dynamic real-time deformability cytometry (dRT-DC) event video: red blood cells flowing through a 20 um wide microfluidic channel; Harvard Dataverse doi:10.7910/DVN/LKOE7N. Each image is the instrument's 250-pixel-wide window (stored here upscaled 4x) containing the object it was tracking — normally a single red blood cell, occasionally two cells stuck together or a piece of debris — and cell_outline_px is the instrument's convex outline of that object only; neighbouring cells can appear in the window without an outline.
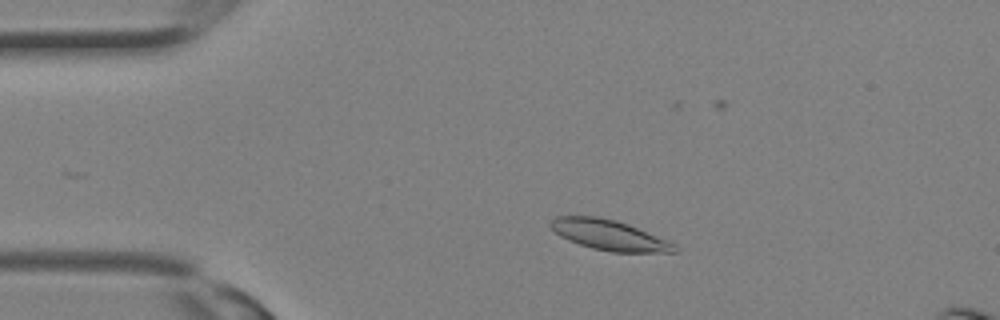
{"species": "Egyptian fruit bat (a non-hibernating species)", "species_latin": "Rousettus aegyptiacus", "temperature_condition": "room temperature", "stored_images_in_passage": 24, "camera_frame_rate_fps": 3000, "um_per_image_px": 0.085, "animal": {"sex": "female"}, "frame": {"image": 1, "passage_image": 5, "time_ms": 1.333, "image_size_px": [1000, 320], "cell_outline_px": [[676, 252], [612, 252], [592, 248], [568, 240], [560, 236], [548, 224], [556, 216], [596, 216], [616, 220], [628, 224], [664, 240], [672, 244], [676, 248]], "centroid_in_image_um": [51.7, 19.97], "position_along_channel_um": 33.3, "area_um2": 21.33}}
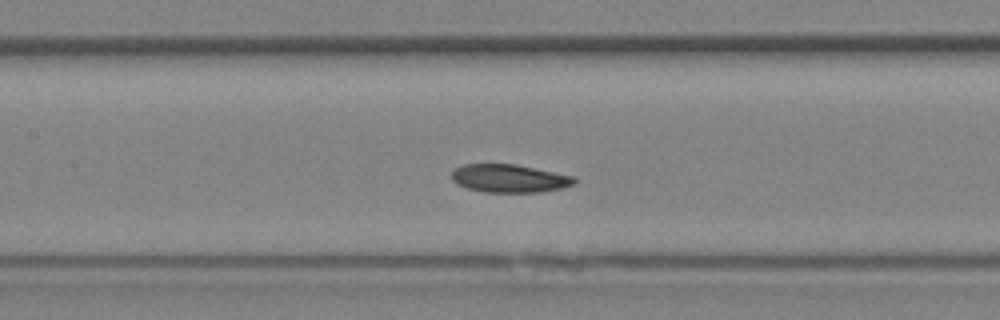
{"frame": {"image": 2, "passage_image": 13, "time_ms": 4.0, "image_size_px": [1000, 320], "cell_outline_px": [[576, 180], [572, 184], [560, 188], [540, 192], [484, 192], [468, 188], [456, 184], [452, 180], [452, 172], [456, 168], [464, 164], [516, 164], [576, 176]], "centroid_in_image_um": [43.29, 15.16], "position_along_channel_um": 164.1, "area_um2": 20.06}}
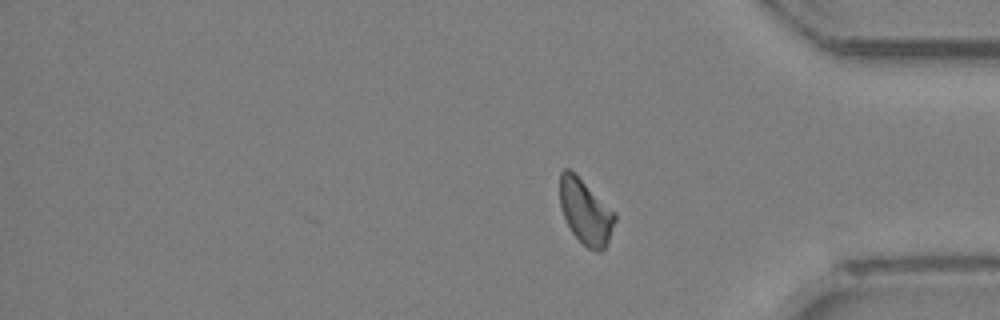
{"frame": {"image": 3, "passage_image": 24, "time_ms": 7.667, "image_size_px": [1000, 320], "cell_outline_px": [[616, 220], [608, 244], [600, 252], [596, 252], [588, 248], [572, 232], [564, 216], [560, 204], [560, 172], [564, 168], [568, 168], [616, 212]], "centroid_in_image_um": [49.8, 18.03], "position_along_channel_um": 385.4, "area_um2": 20.58}}